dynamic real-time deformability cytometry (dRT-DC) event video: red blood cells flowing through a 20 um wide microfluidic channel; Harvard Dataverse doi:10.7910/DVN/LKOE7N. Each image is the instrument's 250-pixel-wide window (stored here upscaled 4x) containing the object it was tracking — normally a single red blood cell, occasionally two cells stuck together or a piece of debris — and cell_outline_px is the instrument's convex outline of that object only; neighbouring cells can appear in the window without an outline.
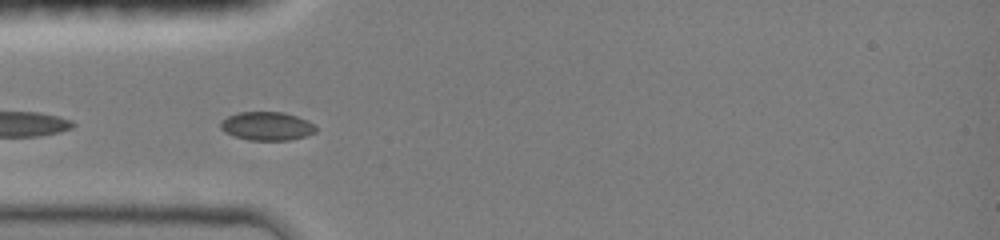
{"species": "common noctule bat (a hibernating species)", "species_latin": "Nyctalus noctula", "temperature_condition": "room temperature", "stored_images_in_passage": 6, "camera_frame_rate_fps": 3000, "um_per_image_px": 0.085, "animal": {"sex": "female", "body_mass_g": 19.0, "forearm_length_mm": 51.5}, "frame": {"image": 1, "passage_image": 2, "time_ms": 0.333, "image_size_px": [1000, 240], "cell_outline_px": [[316, 132], [304, 136], [288, 140], [248, 140], [224, 132], [220, 128], [220, 120], [236, 112], [284, 112], [308, 120], [316, 128]], "centroid_in_image_um": [22.65, 10.71], "position_along_channel_um": 62.4, "area_um2": 15.84}}